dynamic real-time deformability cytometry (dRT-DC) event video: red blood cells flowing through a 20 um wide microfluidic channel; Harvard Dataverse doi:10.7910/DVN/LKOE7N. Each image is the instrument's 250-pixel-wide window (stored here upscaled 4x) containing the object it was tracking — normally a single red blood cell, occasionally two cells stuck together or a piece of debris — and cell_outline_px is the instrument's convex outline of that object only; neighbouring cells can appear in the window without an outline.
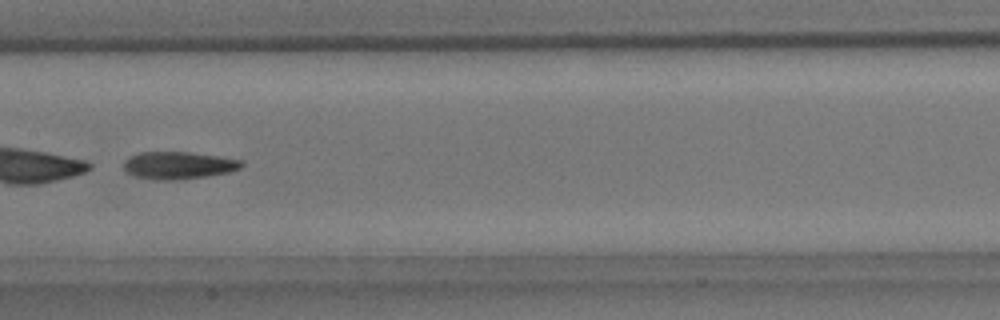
{"species": "common noctule bat (a hibernating species)", "species_latin": "Nyctalus noctula", "temperature_condition": "room temperature", "stored_images_in_passage": 7, "camera_frame_rate_fps": 3000, "um_per_image_px": 0.085, "animal": {"sex": "male", "body_mass_g": 15.6}, "frame": {"image": 1, "passage_image": 7, "time_ms": 8.0, "image_size_px": [1000, 320], "cell_outline_px": [[244, 164], [240, 168], [228, 172], [204, 176], [176, 180], [156, 180], [136, 176], [128, 172], [124, 168], [124, 160], [140, 152], [188, 152], [244, 160]], "centroid_in_image_um": [15.18, 14.05], "position_along_channel_um": 192.2, "area_um2": 18.55}}